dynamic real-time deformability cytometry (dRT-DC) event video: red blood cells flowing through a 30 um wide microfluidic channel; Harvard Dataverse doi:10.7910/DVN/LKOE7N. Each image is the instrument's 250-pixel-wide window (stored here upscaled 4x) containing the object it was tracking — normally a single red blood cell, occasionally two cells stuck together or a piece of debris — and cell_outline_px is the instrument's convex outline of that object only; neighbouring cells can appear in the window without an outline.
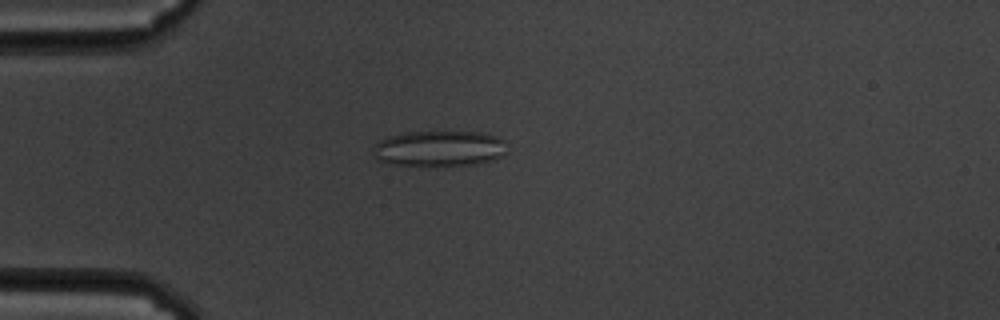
{"species": "common noctule bat (a hibernating species)", "species_latin": "Nyctalus noctula", "temperature_condition": "cold", "stored_images_in_passage": 52, "camera_frame_rate_fps": 3000, "um_per_image_px": 0.085, "animal": {"sex": "male", "body_mass_g": 19.5, "forearm_length_mm": 54.6}, "frame": {"image": 1, "passage_image": 9, "time_ms": 2.667, "image_size_px": [1000, 320], "cell_outline_px": [[504, 152], [500, 156], [492, 160], [476, 164], [392, 164], [376, 160], [372, 152], [372, 148], [380, 140], [388, 136], [404, 132], [480, 132], [504, 140]], "centroid_in_image_um": [37.26, 12.6], "position_along_channel_um": 47.7, "area_um2": 27.22}}
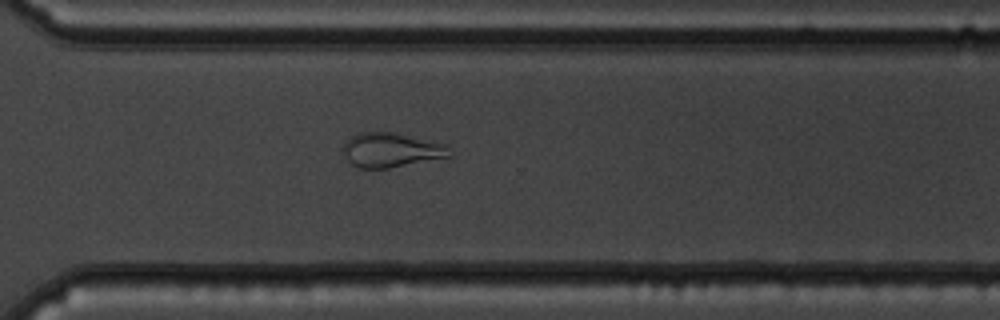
{"frame": {"image": 2, "passage_image": 36, "time_ms": 11.667, "image_size_px": [1000, 320], "cell_outline_px": [[452, 156], [388, 168], [360, 168], [352, 164], [348, 160], [344, 152], [344, 144], [352, 136], [360, 132], [396, 132], [448, 144]], "centroid_in_image_um": [33.31, 12.74], "position_along_channel_um": 337.3, "area_um2": 21.33}}
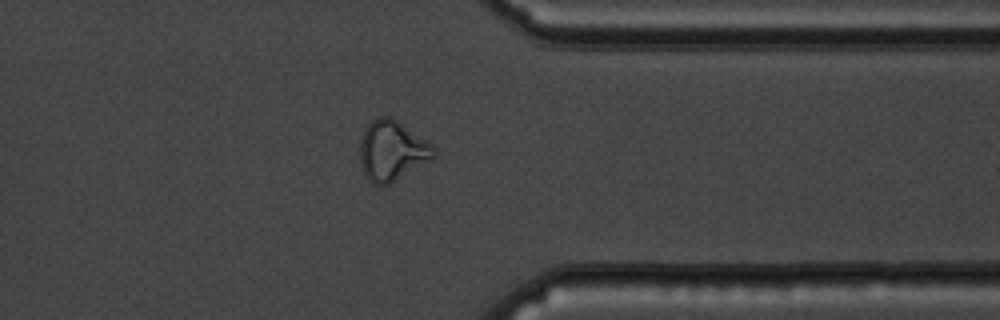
{"frame": {"image": 3, "passage_image": 40, "time_ms": 13.0, "image_size_px": [1000, 320], "cell_outline_px": [[436, 156], [432, 160], [388, 184], [372, 184], [364, 176], [360, 164], [360, 140], [368, 124], [376, 116], [392, 116], [432, 144], [436, 148]], "centroid_in_image_um": [33.32, 12.8], "position_along_channel_um": 378.1, "area_um2": 26.07}, "authors_computed_cell_mechanics": {"area_um2": 24.9696, "velocity_mm_per_s": 3.3987, "shape_relaxation_time_tau1_ms": null, "shape_relaxation_time_tau2_ms": 2.0021, "deformation_change_tau1": null, "deformation_change_tau2": 0.107}}